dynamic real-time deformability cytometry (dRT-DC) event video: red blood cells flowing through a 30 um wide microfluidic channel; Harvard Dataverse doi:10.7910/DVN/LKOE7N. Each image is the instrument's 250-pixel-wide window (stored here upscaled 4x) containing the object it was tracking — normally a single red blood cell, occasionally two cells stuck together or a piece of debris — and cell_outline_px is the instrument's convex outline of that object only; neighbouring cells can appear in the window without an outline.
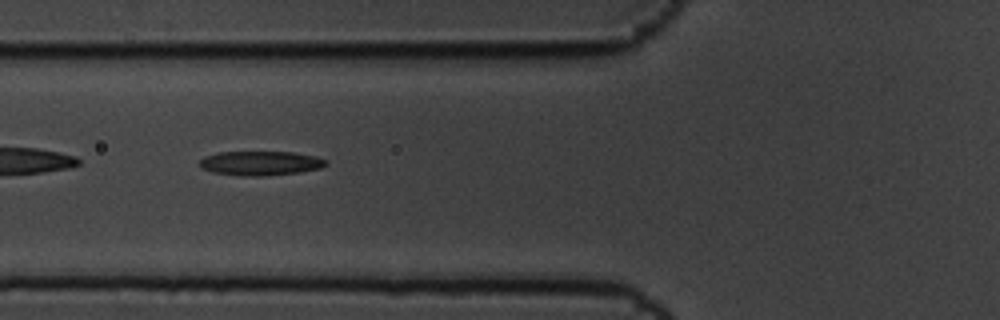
{"species": "common noctule bat (a hibernating species)", "species_latin": "Nyctalus noctula", "temperature_condition": "cold", "stored_images_in_passage": 4, "camera_frame_rate_fps": 3000, "um_per_image_px": 0.085, "animal": {"sex": "male", "body_mass_g": 19.5, "forearm_length_mm": 54.6}, "frame": {"image": 1, "passage_image": 3, "time_ms": 0.667, "image_size_px": [1000, 320], "cell_outline_px": [[328, 164], [320, 168], [300, 172], [264, 176], [244, 176], [212, 172], [200, 168], [200, 160], [204, 156], [216, 152], [292, 152], [316, 156], [328, 160]], "centroid_in_image_um": [22.14, 13.87], "position_along_channel_um": 103.7, "area_um2": 18.03}}